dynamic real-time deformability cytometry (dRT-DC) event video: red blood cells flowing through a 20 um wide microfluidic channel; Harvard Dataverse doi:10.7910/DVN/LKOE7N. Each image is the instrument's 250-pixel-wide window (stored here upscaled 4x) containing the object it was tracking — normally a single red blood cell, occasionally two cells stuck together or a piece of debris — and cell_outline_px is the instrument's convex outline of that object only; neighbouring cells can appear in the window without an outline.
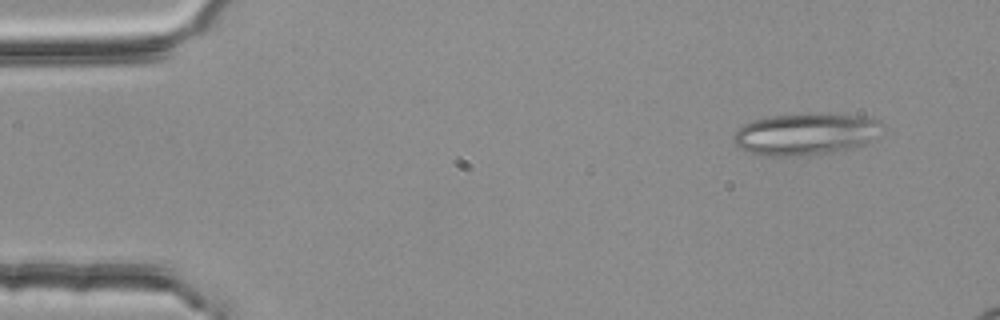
{"species": "common noctule bat (a hibernating species)", "species_latin": "Nyctalus noctula", "temperature_condition": "room temperature", "stored_images_in_passage": 4, "camera_frame_rate_fps": 3000, "um_per_image_px": 0.085, "animal": {"sex": "female", "body_mass_g": 25.1}, "frame": {"image": 1, "passage_image": 1, "time_ms": 0.0, "image_size_px": [1000, 320], "cell_outline_px": [[884, 124], [864, 144], [852, 148], [812, 156], [772, 156], [748, 152], [740, 148], [732, 140], [732, 136], [744, 124], [756, 120], [772, 116], [808, 112], [812, 112], [864, 116], [880, 120]], "centroid_in_image_um": [68.46, 11.38], "position_along_channel_um": 16.5, "area_um2": 36.36}}